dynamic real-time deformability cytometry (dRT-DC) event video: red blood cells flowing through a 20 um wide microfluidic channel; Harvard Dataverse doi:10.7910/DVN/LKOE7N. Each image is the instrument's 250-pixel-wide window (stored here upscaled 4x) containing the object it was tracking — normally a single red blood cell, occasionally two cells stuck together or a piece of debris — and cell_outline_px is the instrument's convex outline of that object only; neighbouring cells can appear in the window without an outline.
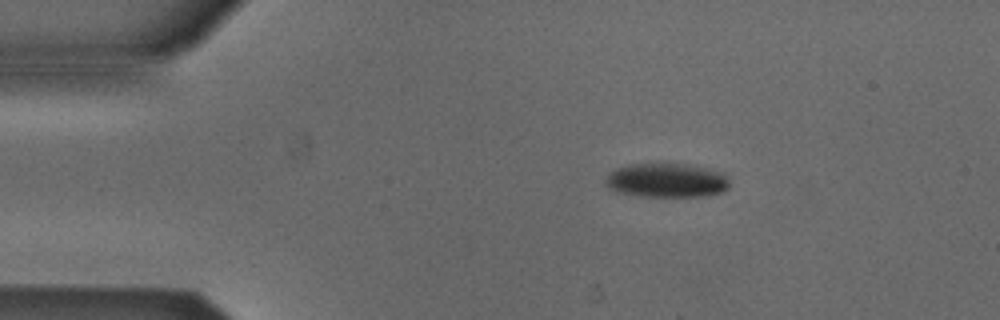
{"species": "Egyptian fruit bat (a non-hibernating species)", "species_latin": "Rousettus aegyptiacus", "temperature_condition": "cold", "stored_images_in_passage": 45, "camera_frame_rate_fps": 3000, "um_per_image_px": 0.085, "animal": {"sex": "male"}, "frame": {"image": 1, "passage_image": 1, "time_ms": 0.0, "image_size_px": [1000, 320], "cell_outline_px": [[728, 188], [724, 192], [708, 196], [640, 196], [616, 192], [608, 188], [604, 184], [604, 180], [608, 172], [616, 168], [628, 164], [684, 164], [708, 168], [724, 172], [728, 180]], "centroid_in_image_um": [56.64, 15.33], "position_along_channel_um": 28.4, "area_um2": 25.03}}
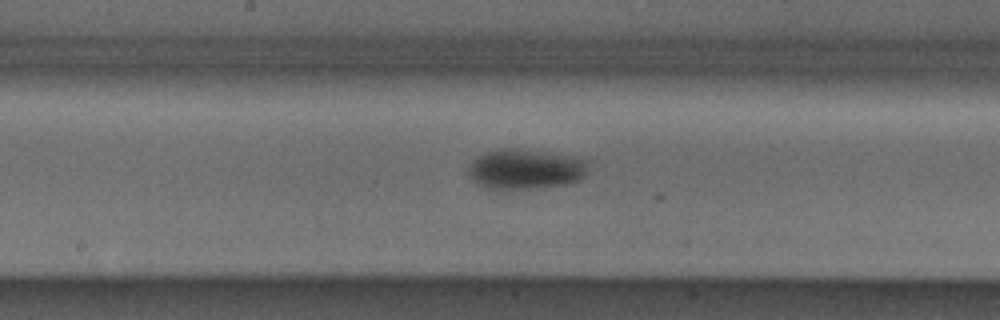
{"frame": {"image": 2, "passage_image": 19, "time_ms": 6.0, "image_size_px": [1000, 320], "cell_outline_px": [[584, 176], [580, 180], [568, 184], [532, 188], [488, 188], [480, 184], [468, 172], [468, 164], [472, 160], [488, 152], [504, 148], [584, 156]], "centroid_in_image_um": [44.7, 14.36], "position_along_channel_um": 203.5, "area_um2": 27.34}}
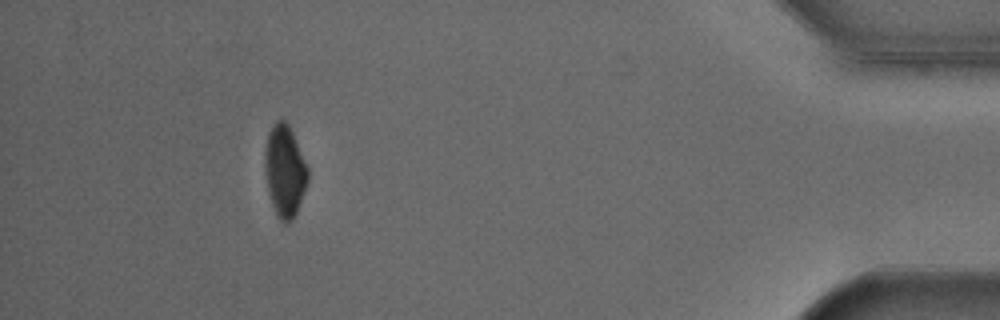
{"frame": {"image": 3, "passage_image": 40, "time_ms": 13.0, "image_size_px": [1000, 320], "cell_outline_px": [[308, 180], [296, 212], [292, 220], [288, 224], [284, 224], [276, 216], [272, 204], [268, 188], [264, 168], [264, 152], [268, 132], [276, 120], [284, 120], [288, 124], [292, 132], [308, 168]], "centroid_in_image_um": [24.18, 14.54], "position_along_channel_um": 411.0, "area_um2": 22.83}, "authors_computed_cell_mechanics": {"area_um2": 26.4146, "velocity_mm_per_s": 3.8564, "shape_relaxation_time_tau1_ms": 3.8156, "shape_relaxation_time_tau2_ms": null, "deformation_change_tau1": 0.1061, "deformation_change_tau2": null}}